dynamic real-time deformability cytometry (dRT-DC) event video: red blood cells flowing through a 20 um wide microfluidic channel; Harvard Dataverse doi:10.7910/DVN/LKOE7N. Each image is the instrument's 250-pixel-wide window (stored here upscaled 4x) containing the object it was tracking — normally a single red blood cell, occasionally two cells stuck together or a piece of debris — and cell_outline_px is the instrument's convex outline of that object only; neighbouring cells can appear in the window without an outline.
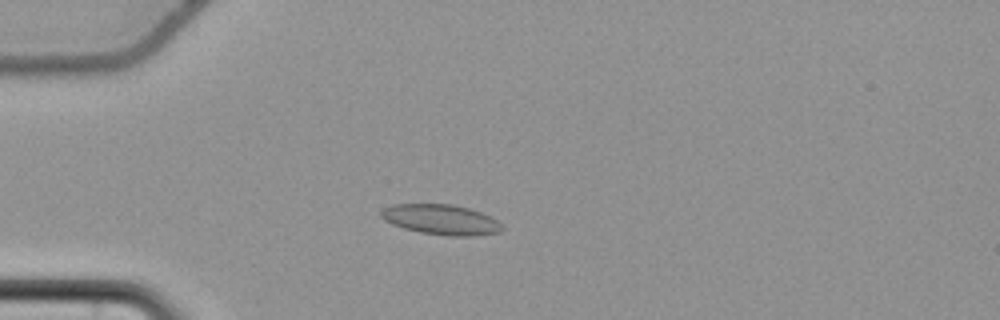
{"species": "common noctule bat (a hibernating species)", "species_latin": "Nyctalus noctula", "temperature_condition": "cold", "stored_images_in_passage": 59, "camera_frame_rate_fps": 3000, "um_per_image_px": 0.085, "animal": {"sex": "female", "body_mass_g": 22.7, "forearm_length_mm": 54.2}, "frame": {"image": 1, "passage_image": 18, "time_ms": 5.667, "image_size_px": [1000, 320], "cell_outline_px": [[504, 228], [500, 232], [472, 236], [448, 236], [420, 232], [404, 228], [392, 224], [384, 220], [380, 216], [380, 212], [384, 208], [392, 204], [452, 204], [468, 208], [480, 212], [496, 220]], "centroid_in_image_um": [37.46, 18.66], "position_along_channel_um": 47.5, "area_um2": 21.21}}
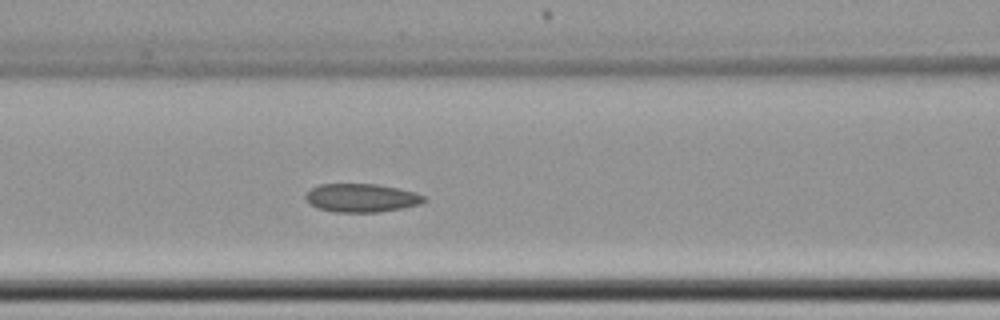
{"frame": {"image": 2, "passage_image": 27, "time_ms": 8.667, "image_size_px": [1000, 320], "cell_outline_px": [[428, 200], [420, 204], [404, 208], [376, 212], [336, 212], [316, 208], [308, 204], [304, 196], [312, 188], [320, 184], [376, 184], [396, 188], [412, 192], [424, 196]], "centroid_in_image_um": [30.69, 16.83], "position_along_channel_um": 135.9, "area_um2": 19.59}}
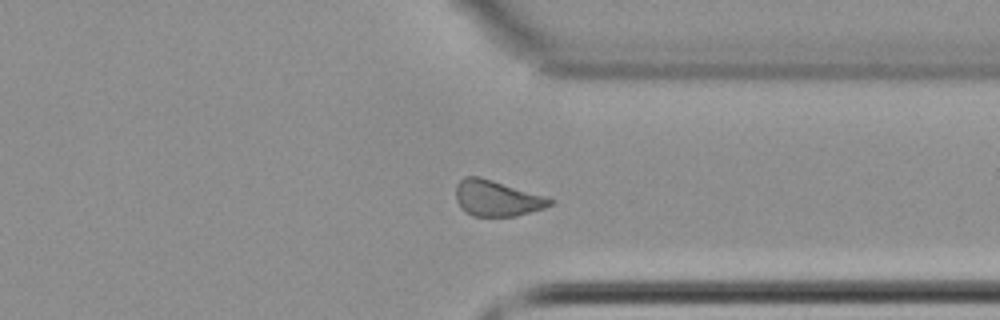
{"frame": {"image": 3, "passage_image": 46, "time_ms": 15.0, "image_size_px": [1000, 320], "cell_outline_px": [[556, 200], [552, 204], [544, 208], [516, 216], [472, 216], [464, 212], [460, 208], [456, 200], [456, 184], [464, 176], [480, 176], [544, 196]], "centroid_in_image_um": [42.2, 16.85], "position_along_channel_um": 369.2, "area_um2": 19.71}}